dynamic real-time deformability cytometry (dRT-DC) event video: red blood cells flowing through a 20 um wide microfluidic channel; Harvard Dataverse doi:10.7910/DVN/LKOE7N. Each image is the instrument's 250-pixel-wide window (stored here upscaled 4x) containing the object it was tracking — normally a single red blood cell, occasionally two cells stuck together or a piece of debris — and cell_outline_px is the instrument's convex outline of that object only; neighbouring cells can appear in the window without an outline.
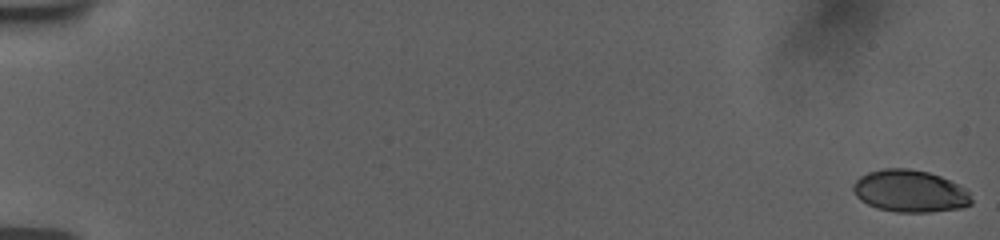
{"species": "human", "species_latin": "Homo sapiens", "temperature_condition": "room temperature", "stored_images_in_passage": 56, "camera_frame_rate_fps": 3000, "um_per_image_px": 0.085, "donor": {"sex": "female"}, "frame": {"image": 1, "passage_image": 1, "time_ms": 0.0, "image_size_px": [1000, 240], "cell_outline_px": [[972, 204], [964, 208], [932, 212], [896, 212], [876, 208], [860, 200], [856, 196], [852, 188], [852, 184], [860, 176], [868, 172], [884, 168], [908, 168], [928, 172], [940, 176], [964, 188], [968, 192], [972, 200]], "centroid_in_image_um": [77.33, 16.25], "position_along_channel_um": 7.7, "area_um2": 29.19}}
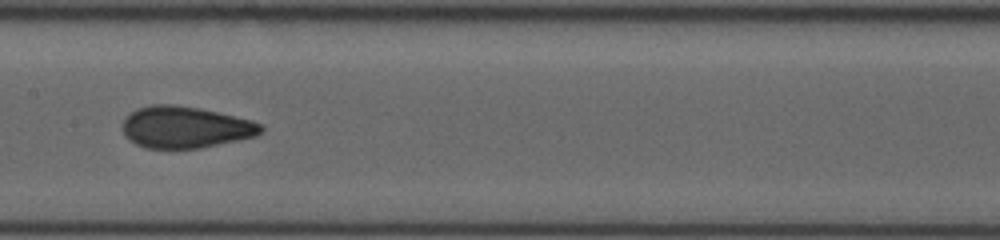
{"frame": {"image": 2, "passage_image": 31, "time_ms": 10.0, "image_size_px": [1000, 240], "cell_outline_px": [[264, 128], [256, 136], [200, 148], [144, 148], [128, 140], [124, 136], [124, 116], [136, 108], [152, 104], [172, 104], [196, 108], [216, 112], [252, 120], [260, 124]], "centroid_in_image_um": [15.7, 10.81], "position_along_channel_um": 191.7, "area_um2": 33.47}}
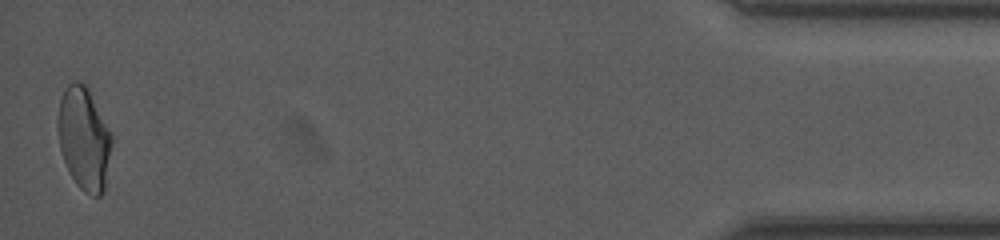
{"frame": {"image": 3, "passage_image": 56, "time_ms": 18.333, "image_size_px": [1000, 240], "cell_outline_px": [[112, 144], [104, 188], [100, 196], [92, 196], [84, 192], [76, 184], [64, 160], [60, 148], [56, 128], [56, 116], [60, 100], [68, 84], [72, 80], [80, 80], [88, 88], [112, 132]], "centroid_in_image_um": [7.13, 11.74], "position_along_channel_um": 428.1, "area_um2": 32.54}, "authors_computed_cell_mechanics": {"area_um2": 32.1079, "velocity_mm_per_s": 3.7886, "shape_relaxation_time_tau1_ms": null, "shape_relaxation_time_tau2_ms": 0.7775, "deformation_change_tau1": null, "deformation_change_tau2": 0.0591}}